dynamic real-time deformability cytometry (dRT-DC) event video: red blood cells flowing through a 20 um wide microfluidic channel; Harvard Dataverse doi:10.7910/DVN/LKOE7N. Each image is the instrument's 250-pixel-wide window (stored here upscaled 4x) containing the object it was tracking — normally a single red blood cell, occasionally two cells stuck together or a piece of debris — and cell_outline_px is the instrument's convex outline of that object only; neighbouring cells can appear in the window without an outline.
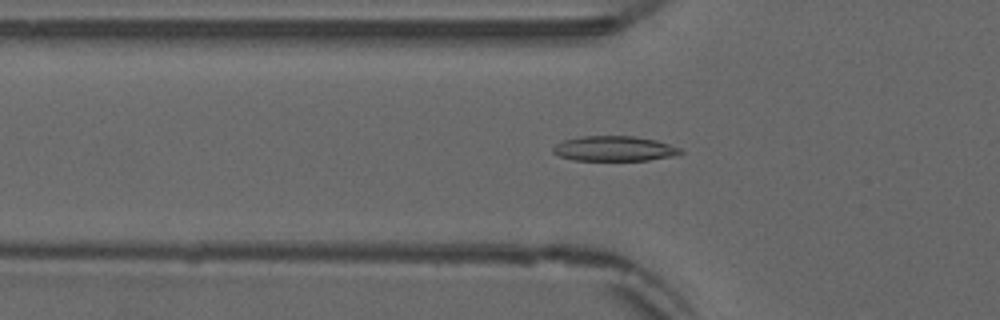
{"species": "common noctule bat (a hibernating species)", "species_latin": "Nyctalus noctula", "temperature_condition": "warm", "stored_images_in_passage": 52, "camera_frame_rate_fps": 3000, "um_per_image_px": 0.085, "animal": {"sex": "male", "forearm_length_mm": 52.5}, "frame": {"image": 1, "passage_image": 17, "time_ms": 5.333, "image_size_px": [1000, 320], "cell_outline_px": [[684, 152], [672, 156], [648, 160], [572, 160], [560, 156], [552, 152], [552, 148], [556, 144], [564, 140], [580, 136], [632, 136], [656, 140], [680, 148]], "centroid_in_image_um": [52.19, 12.63], "position_along_channel_um": 73.6, "area_um2": 18.5}}
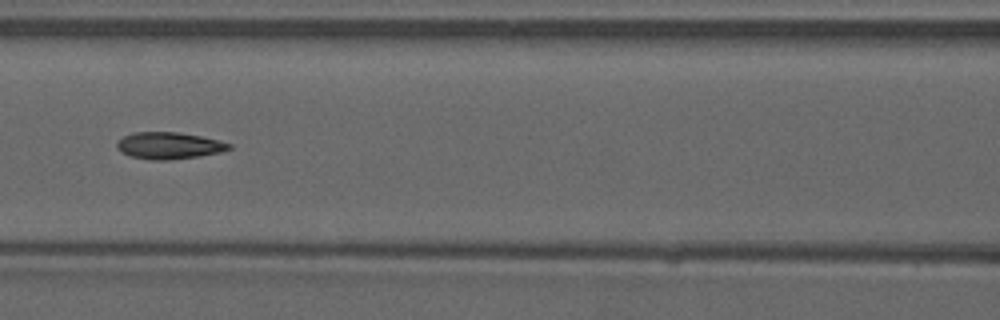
{"frame": {"image": 2, "passage_image": 23, "time_ms": 7.333, "image_size_px": [1000, 320], "cell_outline_px": [[232, 148], [220, 152], [200, 156], [168, 160], [152, 160], [132, 156], [120, 152], [116, 144], [124, 136], [132, 132], [176, 132], [200, 136], [232, 144]], "centroid_in_image_um": [14.36, 12.38], "position_along_channel_um": 152.2, "area_um2": 17.34}}
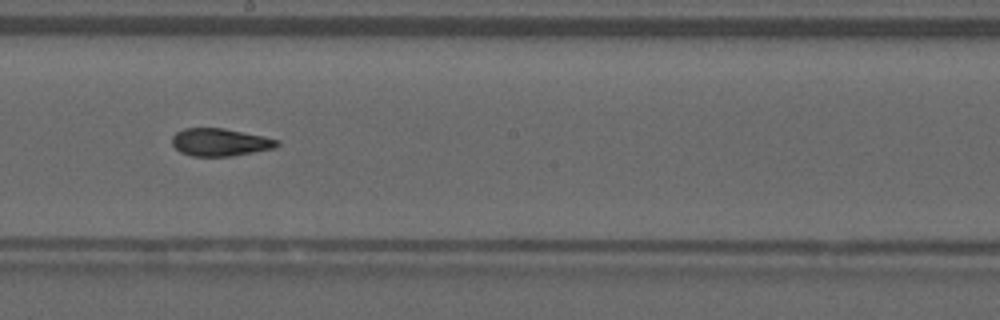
{"frame": {"image": 3, "passage_image": 29, "time_ms": 9.333, "image_size_px": [1000, 320], "cell_outline_px": [[280, 144], [276, 148], [232, 156], [192, 156], [180, 152], [172, 144], [172, 136], [176, 132], [184, 128], [224, 128], [264, 136], [280, 140]], "centroid_in_image_um": [18.73, 12.09], "position_along_channel_um": 229.5, "area_um2": 17.05}, "authors_computed_cell_mechanics": {"area_um2": 17.2822, "velocity_mm_per_s": 3.8878, "shape_relaxation_time_tau1_ms": null, "shape_relaxation_time_tau2_ms": 2.605, "deformation_change_tau1": null, "deformation_change_tau2": 0.0908}}